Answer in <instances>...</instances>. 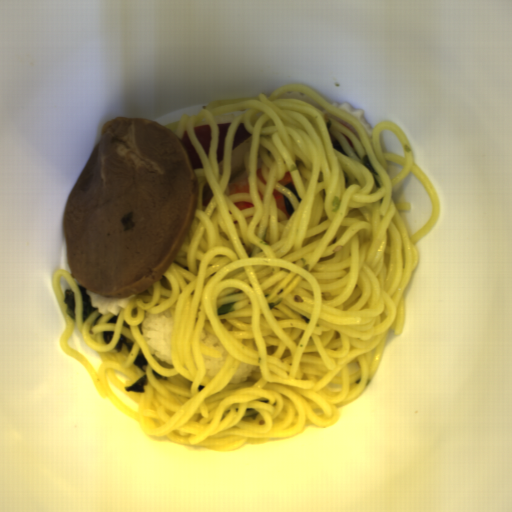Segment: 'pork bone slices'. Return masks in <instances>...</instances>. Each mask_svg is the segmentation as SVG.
<instances>
[{
  "label": "pork bone slices",
  "instance_id": "pork-bone-slices-1",
  "mask_svg": "<svg viewBox=\"0 0 512 512\" xmlns=\"http://www.w3.org/2000/svg\"><path fill=\"white\" fill-rule=\"evenodd\" d=\"M64 207L67 265L107 298L144 293L178 257L195 219L190 156L166 126L141 117L104 123Z\"/></svg>",
  "mask_w": 512,
  "mask_h": 512
}]
</instances>
